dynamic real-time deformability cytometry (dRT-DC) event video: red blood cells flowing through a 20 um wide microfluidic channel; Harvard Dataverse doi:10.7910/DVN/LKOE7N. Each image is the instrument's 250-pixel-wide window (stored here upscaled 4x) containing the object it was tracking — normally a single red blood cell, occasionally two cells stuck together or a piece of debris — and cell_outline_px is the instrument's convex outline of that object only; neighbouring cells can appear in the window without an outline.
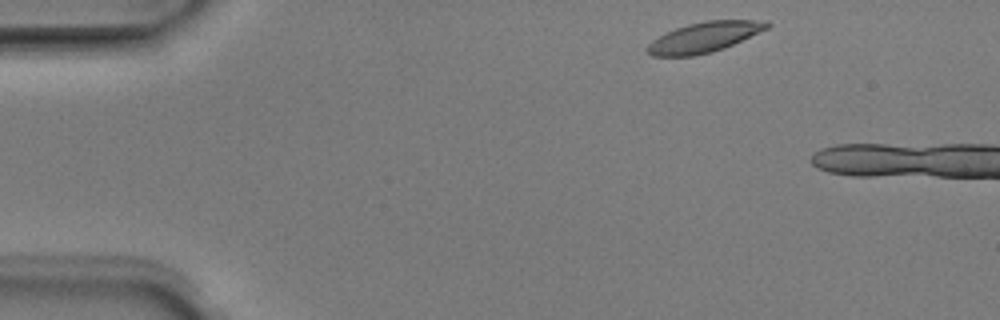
{"species": "Egyptian fruit bat (a non-hibernating species)", "species_latin": "Rousettus aegyptiacus", "temperature_condition": "room temperature", "stored_images_in_passage": 3, "camera_frame_rate_fps": 3000, "um_per_image_px": 0.085, "animal": {"sex": "male"}, "frame": {"image": 1, "passage_image": 1, "time_ms": 0.0, "image_size_px": [1000, 320], "cell_outline_px": [[772, 24], [768, 28], [724, 48], [712, 52], [692, 56], [652, 56], [644, 48], [652, 40], [676, 28], [688, 24], [708, 20], [768, 20]], "centroid_in_image_um": [59.87, 3.16], "position_along_channel_um": 25.1, "area_um2": 20.98}}